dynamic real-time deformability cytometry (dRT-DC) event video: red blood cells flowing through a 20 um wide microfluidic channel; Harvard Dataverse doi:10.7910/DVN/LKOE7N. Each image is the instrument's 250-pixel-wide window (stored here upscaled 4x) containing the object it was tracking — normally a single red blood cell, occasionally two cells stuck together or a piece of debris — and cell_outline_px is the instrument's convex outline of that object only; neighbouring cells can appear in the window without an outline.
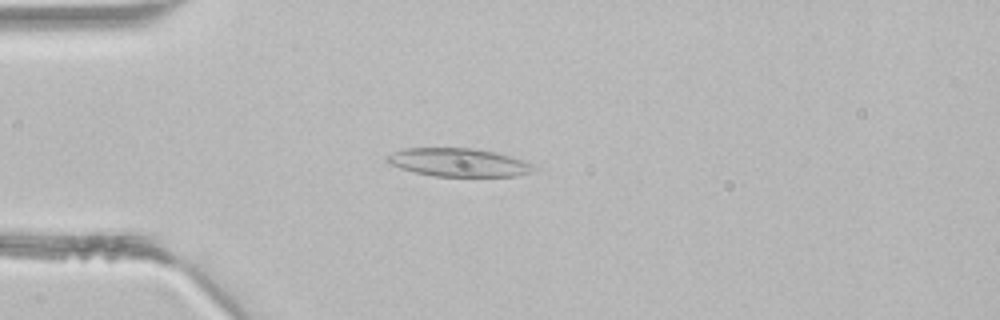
{"species": "common noctule bat (a hibernating species)", "species_latin": "Nyctalus noctula", "temperature_condition": "room temperature", "stored_images_in_passage": 2, "camera_frame_rate_fps": 3000, "um_per_image_px": 0.085, "animal": {"sex": "male", "body_mass_g": 21.5, "forearm_length_mm": 52.0}, "frame": {"image": 1, "passage_image": 2, "time_ms": 0.333, "image_size_px": [1000, 320], "cell_outline_px": [[536, 168], [532, 172], [516, 176], [436, 176], [416, 172], [400, 168], [388, 164], [384, 160], [384, 156], [392, 152], [404, 148], [476, 148], [496, 152], [524, 160], [532, 164]], "centroid_in_image_um": [38.95, 13.79], "position_along_channel_um": 46.1, "area_um2": 24.33}}